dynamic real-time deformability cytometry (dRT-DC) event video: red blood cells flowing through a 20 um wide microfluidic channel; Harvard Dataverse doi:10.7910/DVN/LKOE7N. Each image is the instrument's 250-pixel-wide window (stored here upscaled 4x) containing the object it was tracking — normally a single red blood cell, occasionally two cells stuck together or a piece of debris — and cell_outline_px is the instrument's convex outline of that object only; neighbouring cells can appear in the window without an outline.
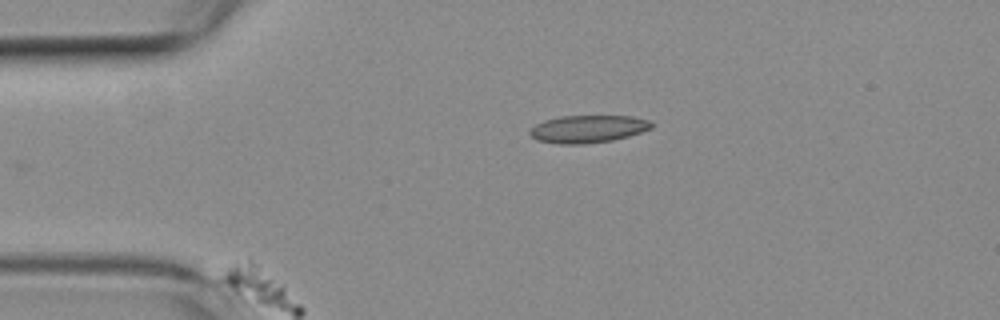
{"species": "common noctule bat (a hibernating species)", "species_latin": "Nyctalus noctula", "temperature_condition": "room temperature", "stored_images_in_passage": 41, "camera_frame_rate_fps": 3000, "um_per_image_px": 0.085, "animal": {"sex": "female", "body_mass_g": 19.3, "forearm_length_mm": 54.1}, "frame": {"image": 1, "passage_image": 1, "time_ms": 0.0, "image_size_px": [1000, 320], "cell_outline_px": [[652, 128], [628, 136], [612, 140], [584, 144], [556, 144], [536, 140], [528, 132], [536, 124], [544, 120], [560, 116], [632, 116], [648, 120], [652, 124]], "centroid_in_image_um": [49.94, 10.96], "position_along_channel_um": 35.1, "area_um2": 19.48}}
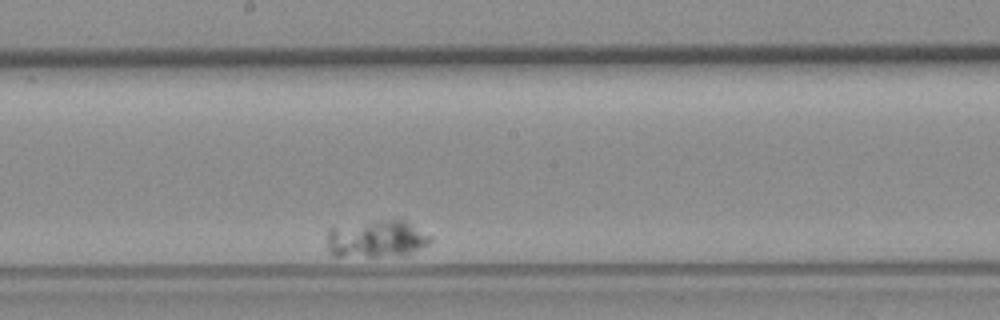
{"frame": {"image": 2, "passage_image": 23, "time_ms": 7.333, "image_size_px": [1000, 320], "cell_outline_px": [[432, 240], [428, 244], [408, 256], [332, 256], [328, 252], [328, 228], [372, 220], [408, 220], [432, 236]], "centroid_in_image_um": [32.05, 20.3], "position_along_channel_um": 216.1, "area_um2": 23.06}}
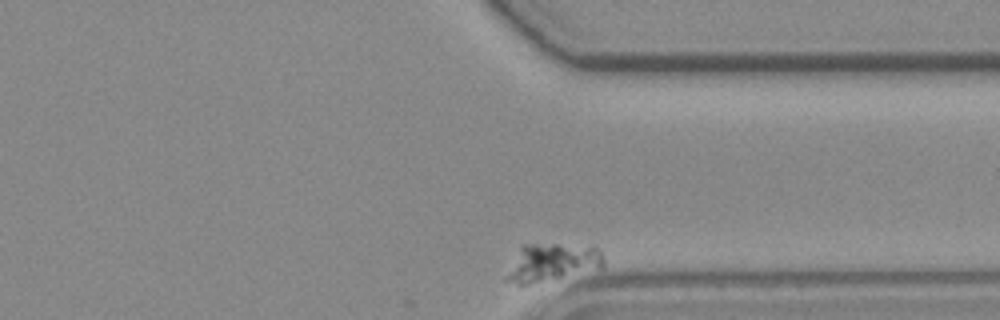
{"frame": {"image": 3, "passage_image": 41, "time_ms": 13.333, "image_size_px": [1000, 320], "cell_outline_px": [[604, 268], [528, 284], [516, 284], [504, 280], [504, 276], [520, 248], [524, 244], [592, 244], [600, 248], [604, 256]], "centroid_in_image_um": [47.0, 22.28], "position_along_channel_um": 364.4, "area_um2": 21.85}}